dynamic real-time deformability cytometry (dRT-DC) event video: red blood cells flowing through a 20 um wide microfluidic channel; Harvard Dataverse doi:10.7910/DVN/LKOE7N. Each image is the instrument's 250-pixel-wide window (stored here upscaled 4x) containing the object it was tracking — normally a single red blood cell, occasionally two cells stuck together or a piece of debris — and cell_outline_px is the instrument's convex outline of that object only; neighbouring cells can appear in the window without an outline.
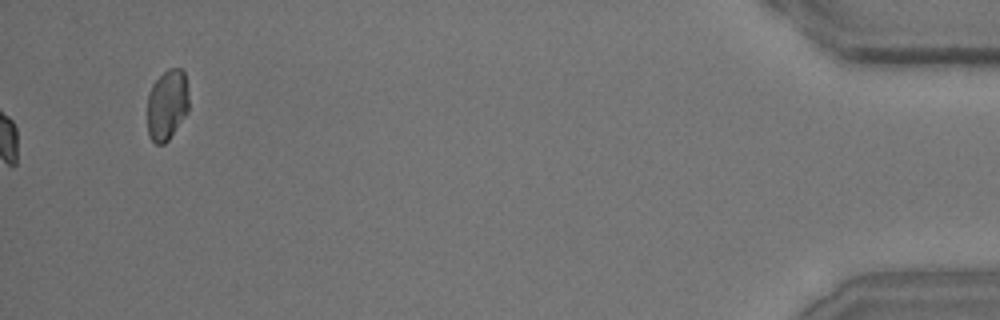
{"species": "common noctule bat (a hibernating species)", "species_latin": "Nyctalus noctula", "temperature_condition": "room temperature", "stored_images_in_passage": 43, "camera_frame_rate_fps": 3000, "um_per_image_px": 0.085, "animal": {"sex": "male", "body_mass_g": 15.6}, "frame": {"image": 1, "passage_image": 43, "time_ms": 14.0, "image_size_px": [1000, 320], "cell_outline_px": [[188, 112], [168, 140], [164, 144], [156, 144], [148, 136], [148, 92], [152, 84], [168, 68], [180, 68], [184, 72], [188, 92]], "centroid_in_image_um": [14.2, 8.91], "position_along_channel_um": 421.0, "area_um2": 17.11}, "authors_computed_cell_mechanics": {"area_um2": 19.5942, "velocity_mm_per_s": 3.9753, "shape_relaxation_time_tau1_ms": 4.9054, "shape_relaxation_time_tau2_ms": 2.7732, "deformation_change_tau1": 0.1604, "deformation_change_tau2": 0.0994}}